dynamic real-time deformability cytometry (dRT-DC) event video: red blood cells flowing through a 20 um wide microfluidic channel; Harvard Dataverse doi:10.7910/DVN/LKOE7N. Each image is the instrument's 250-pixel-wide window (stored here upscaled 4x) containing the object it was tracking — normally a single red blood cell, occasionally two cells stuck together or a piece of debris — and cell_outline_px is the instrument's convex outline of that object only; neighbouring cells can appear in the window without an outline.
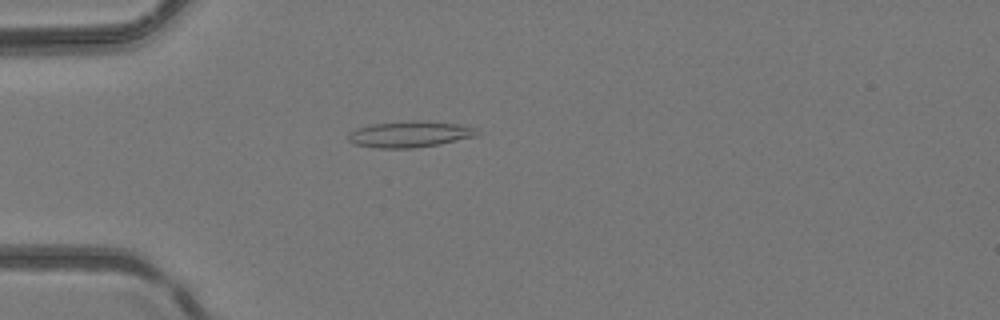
{"species": "common noctule bat (a hibernating species)", "species_latin": "Nyctalus noctula", "temperature_condition": "room temperature", "stored_images_in_passage": 49, "camera_frame_rate_fps": 3000, "um_per_image_px": 0.085, "animal": {"sex": "female", "body_mass_g": 24.6, "forearm_length_mm": 56.2}, "frame": {"image": 1, "passage_image": 15, "time_ms": 4.667, "image_size_px": [1000, 320], "cell_outline_px": [[476, 136], [440, 144], [412, 148], [376, 148], [356, 144], [348, 140], [348, 132], [356, 128], [372, 124], [412, 120], [428, 120], [460, 124], [476, 128]], "centroid_in_image_um": [34.82, 11.39], "position_along_channel_um": 50.2, "area_um2": 19.77}}
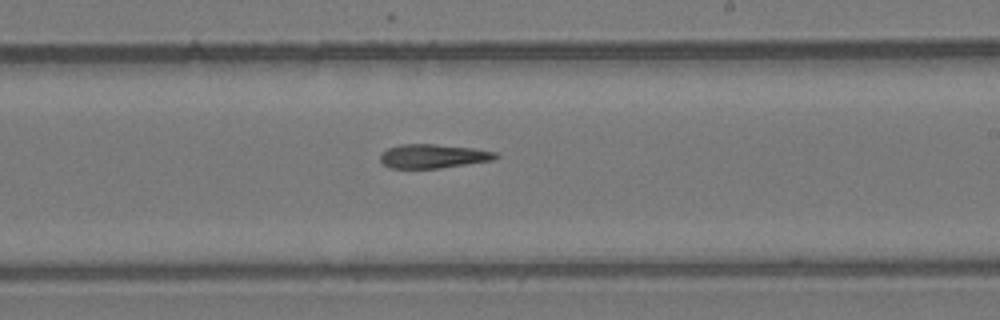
{"frame": {"image": 2, "passage_image": 30, "time_ms": 9.667, "image_size_px": [1000, 320], "cell_outline_px": [[500, 156], [492, 160], [440, 168], [388, 168], [380, 160], [380, 156], [388, 148], [400, 144], [436, 144], [472, 148], [496, 152]], "centroid_in_image_um": [36.81, 13.27], "position_along_channel_um": 252.2, "area_um2": 16.01}}
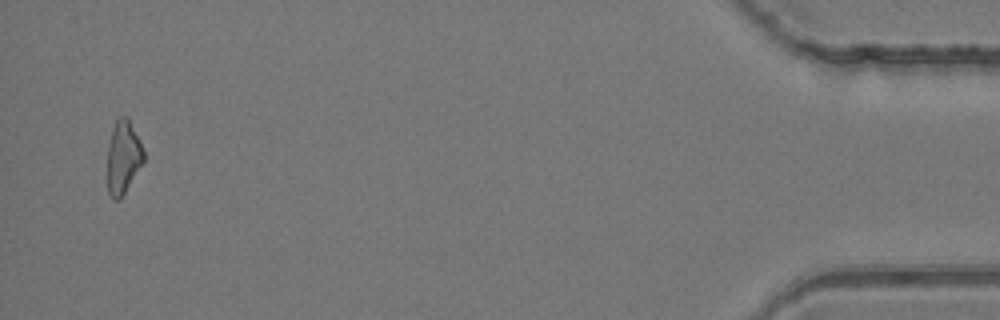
{"frame": {"image": 3, "passage_image": 48, "time_ms": 15.667, "image_size_px": [1000, 320], "cell_outline_px": [[144, 160], [120, 200], [112, 200], [108, 196], [108, 144], [112, 128], [116, 120], [120, 116], [128, 116], [144, 152]], "centroid_in_image_um": [10.45, 13.37], "position_along_channel_um": 424.8, "area_um2": 15.37}}